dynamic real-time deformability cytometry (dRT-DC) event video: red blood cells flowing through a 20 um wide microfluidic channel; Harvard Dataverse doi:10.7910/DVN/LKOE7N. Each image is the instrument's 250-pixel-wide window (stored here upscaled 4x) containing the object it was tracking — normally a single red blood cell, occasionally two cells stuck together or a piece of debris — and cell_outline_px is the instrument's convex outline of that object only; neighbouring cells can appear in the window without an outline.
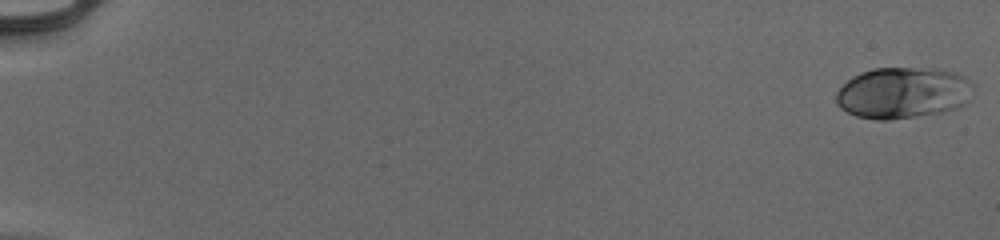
{"species": "human", "species_latin": "Homo sapiens", "temperature_condition": "cold", "stored_images_in_passage": 54, "camera_frame_rate_fps": 3000, "um_per_image_px": 0.085, "donor": {"sex": "male"}, "frame": {"image": 1, "passage_image": 1, "time_ms": 0.0, "image_size_px": [1000, 240], "cell_outline_px": [[972, 84], [968, 100], [964, 104], [956, 108], [944, 112], [888, 120], [876, 120], [856, 116], [840, 108], [836, 104], [836, 92], [852, 76], [860, 72], [872, 68], [940, 68], [956, 72], [964, 76]], "centroid_in_image_um": [76.73, 7.88], "position_along_channel_um": 8.3, "area_um2": 41.21}}
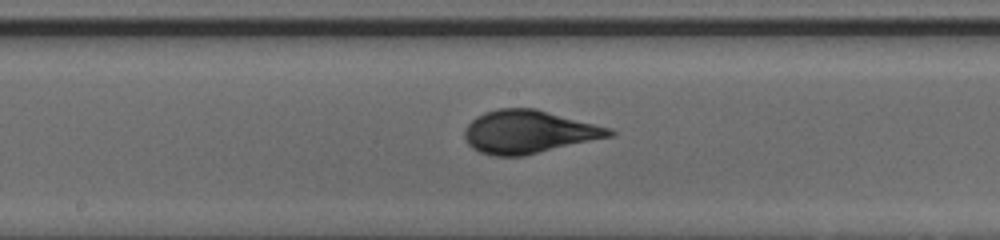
{"frame": {"image": 2, "passage_image": 31, "time_ms": 10.0, "image_size_px": [1000, 240], "cell_outline_px": [[616, 132], [612, 136], [524, 156], [496, 156], [480, 152], [472, 148], [468, 144], [464, 136], [464, 128], [476, 116], [484, 112], [496, 108], [536, 108], [612, 128]], "centroid_in_image_um": [44.93, 11.2], "position_along_channel_um": 203.3, "area_um2": 36.53}}
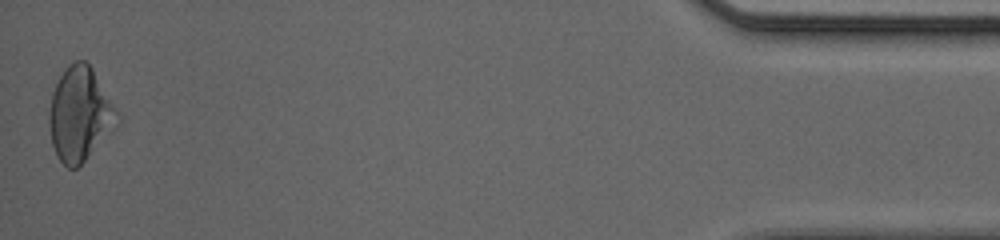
{"frame": {"image": 3, "passage_image": 54, "time_ms": 17.667, "image_size_px": [1000, 240], "cell_outline_px": [[120, 120], [116, 128], [76, 168], [68, 168], [56, 156], [52, 144], [48, 124], [48, 112], [52, 92], [60, 76], [68, 64], [76, 60], [84, 60], [92, 68], [120, 112]], "centroid_in_image_um": [6.8, 9.7], "position_along_channel_um": 428.4, "area_um2": 37.51}, "authors_computed_cell_mechanics": {"area_um2": 36.0094, "velocity_mm_per_s": 3.953, "shape_relaxation_time_tau1_ms": 4.4769, "shape_relaxation_time_tau2_ms": null, "deformation_change_tau1": 0.1765, "deformation_change_tau2": null}}